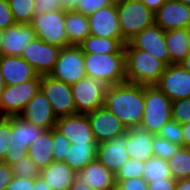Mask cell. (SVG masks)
<instances>
[{"mask_svg": "<svg viewBox=\"0 0 190 190\" xmlns=\"http://www.w3.org/2000/svg\"><path fill=\"white\" fill-rule=\"evenodd\" d=\"M172 119V100L156 85H144V113L141 126L156 135Z\"/></svg>", "mask_w": 190, "mask_h": 190, "instance_id": "4", "label": "cell"}, {"mask_svg": "<svg viewBox=\"0 0 190 190\" xmlns=\"http://www.w3.org/2000/svg\"><path fill=\"white\" fill-rule=\"evenodd\" d=\"M169 64H180L190 52V40L187 28L165 31Z\"/></svg>", "mask_w": 190, "mask_h": 190, "instance_id": "26", "label": "cell"}, {"mask_svg": "<svg viewBox=\"0 0 190 190\" xmlns=\"http://www.w3.org/2000/svg\"><path fill=\"white\" fill-rule=\"evenodd\" d=\"M35 0H8L16 24H31L35 15Z\"/></svg>", "mask_w": 190, "mask_h": 190, "instance_id": "33", "label": "cell"}, {"mask_svg": "<svg viewBox=\"0 0 190 190\" xmlns=\"http://www.w3.org/2000/svg\"><path fill=\"white\" fill-rule=\"evenodd\" d=\"M122 37L128 41L155 24L154 13L140 0H115Z\"/></svg>", "mask_w": 190, "mask_h": 190, "instance_id": "5", "label": "cell"}, {"mask_svg": "<svg viewBox=\"0 0 190 190\" xmlns=\"http://www.w3.org/2000/svg\"><path fill=\"white\" fill-rule=\"evenodd\" d=\"M108 86L93 78L85 76L71 85L77 113L87 114L104 107L105 90Z\"/></svg>", "mask_w": 190, "mask_h": 190, "instance_id": "9", "label": "cell"}, {"mask_svg": "<svg viewBox=\"0 0 190 190\" xmlns=\"http://www.w3.org/2000/svg\"><path fill=\"white\" fill-rule=\"evenodd\" d=\"M0 69L5 85L20 84L38 75L33 67L19 56L1 55Z\"/></svg>", "mask_w": 190, "mask_h": 190, "instance_id": "23", "label": "cell"}, {"mask_svg": "<svg viewBox=\"0 0 190 190\" xmlns=\"http://www.w3.org/2000/svg\"><path fill=\"white\" fill-rule=\"evenodd\" d=\"M97 143L108 141L128 131L119 118L105 107L87 113Z\"/></svg>", "mask_w": 190, "mask_h": 190, "instance_id": "15", "label": "cell"}, {"mask_svg": "<svg viewBox=\"0 0 190 190\" xmlns=\"http://www.w3.org/2000/svg\"><path fill=\"white\" fill-rule=\"evenodd\" d=\"M5 82H4V79H3V75L1 73V69H0V92L3 90V88L5 87Z\"/></svg>", "mask_w": 190, "mask_h": 190, "instance_id": "55", "label": "cell"}, {"mask_svg": "<svg viewBox=\"0 0 190 190\" xmlns=\"http://www.w3.org/2000/svg\"><path fill=\"white\" fill-rule=\"evenodd\" d=\"M90 34L97 37L123 38L118 20L116 2L100 8L88 16Z\"/></svg>", "mask_w": 190, "mask_h": 190, "instance_id": "20", "label": "cell"}, {"mask_svg": "<svg viewBox=\"0 0 190 190\" xmlns=\"http://www.w3.org/2000/svg\"><path fill=\"white\" fill-rule=\"evenodd\" d=\"M145 162L129 158L115 174V179H132L143 177Z\"/></svg>", "mask_w": 190, "mask_h": 190, "instance_id": "36", "label": "cell"}, {"mask_svg": "<svg viewBox=\"0 0 190 190\" xmlns=\"http://www.w3.org/2000/svg\"><path fill=\"white\" fill-rule=\"evenodd\" d=\"M176 182L174 178H163V180H152L148 182V190H175Z\"/></svg>", "mask_w": 190, "mask_h": 190, "instance_id": "46", "label": "cell"}, {"mask_svg": "<svg viewBox=\"0 0 190 190\" xmlns=\"http://www.w3.org/2000/svg\"><path fill=\"white\" fill-rule=\"evenodd\" d=\"M126 83L155 85L166 65L143 49L124 48Z\"/></svg>", "mask_w": 190, "mask_h": 190, "instance_id": "2", "label": "cell"}, {"mask_svg": "<svg viewBox=\"0 0 190 190\" xmlns=\"http://www.w3.org/2000/svg\"><path fill=\"white\" fill-rule=\"evenodd\" d=\"M156 135L167 141L183 146L181 124L172 119L164 124Z\"/></svg>", "mask_w": 190, "mask_h": 190, "instance_id": "37", "label": "cell"}, {"mask_svg": "<svg viewBox=\"0 0 190 190\" xmlns=\"http://www.w3.org/2000/svg\"><path fill=\"white\" fill-rule=\"evenodd\" d=\"M155 25L164 31L187 28L190 24V6L176 0H166L154 13Z\"/></svg>", "mask_w": 190, "mask_h": 190, "instance_id": "19", "label": "cell"}, {"mask_svg": "<svg viewBox=\"0 0 190 190\" xmlns=\"http://www.w3.org/2000/svg\"><path fill=\"white\" fill-rule=\"evenodd\" d=\"M37 38L31 24H15L4 30L1 55L21 57L24 48Z\"/></svg>", "mask_w": 190, "mask_h": 190, "instance_id": "21", "label": "cell"}, {"mask_svg": "<svg viewBox=\"0 0 190 190\" xmlns=\"http://www.w3.org/2000/svg\"><path fill=\"white\" fill-rule=\"evenodd\" d=\"M18 116L45 130L55 128L57 120L49 99L40 89Z\"/></svg>", "mask_w": 190, "mask_h": 190, "instance_id": "17", "label": "cell"}, {"mask_svg": "<svg viewBox=\"0 0 190 190\" xmlns=\"http://www.w3.org/2000/svg\"><path fill=\"white\" fill-rule=\"evenodd\" d=\"M69 190H94L90 186H86L85 183L78 182L77 180L71 185Z\"/></svg>", "mask_w": 190, "mask_h": 190, "instance_id": "52", "label": "cell"}, {"mask_svg": "<svg viewBox=\"0 0 190 190\" xmlns=\"http://www.w3.org/2000/svg\"><path fill=\"white\" fill-rule=\"evenodd\" d=\"M127 41L124 38H106L94 35L87 36L84 41L78 45L83 53H125L124 45Z\"/></svg>", "mask_w": 190, "mask_h": 190, "instance_id": "30", "label": "cell"}, {"mask_svg": "<svg viewBox=\"0 0 190 190\" xmlns=\"http://www.w3.org/2000/svg\"><path fill=\"white\" fill-rule=\"evenodd\" d=\"M143 178L147 182L173 178L168 162L164 159L152 156L145 162Z\"/></svg>", "mask_w": 190, "mask_h": 190, "instance_id": "32", "label": "cell"}, {"mask_svg": "<svg viewBox=\"0 0 190 190\" xmlns=\"http://www.w3.org/2000/svg\"><path fill=\"white\" fill-rule=\"evenodd\" d=\"M154 134L140 126L130 127L127 131L126 150L130 158L146 162L153 156L152 142Z\"/></svg>", "mask_w": 190, "mask_h": 190, "instance_id": "24", "label": "cell"}, {"mask_svg": "<svg viewBox=\"0 0 190 190\" xmlns=\"http://www.w3.org/2000/svg\"><path fill=\"white\" fill-rule=\"evenodd\" d=\"M40 90L49 99L57 118L77 114L70 84L50 75H42Z\"/></svg>", "mask_w": 190, "mask_h": 190, "instance_id": "11", "label": "cell"}, {"mask_svg": "<svg viewBox=\"0 0 190 190\" xmlns=\"http://www.w3.org/2000/svg\"><path fill=\"white\" fill-rule=\"evenodd\" d=\"M65 30L69 39V46L80 45L90 35L88 16L73 9H65Z\"/></svg>", "mask_w": 190, "mask_h": 190, "instance_id": "28", "label": "cell"}, {"mask_svg": "<svg viewBox=\"0 0 190 190\" xmlns=\"http://www.w3.org/2000/svg\"><path fill=\"white\" fill-rule=\"evenodd\" d=\"M53 129L45 130L30 146L28 155L40 170L54 162Z\"/></svg>", "mask_w": 190, "mask_h": 190, "instance_id": "27", "label": "cell"}, {"mask_svg": "<svg viewBox=\"0 0 190 190\" xmlns=\"http://www.w3.org/2000/svg\"><path fill=\"white\" fill-rule=\"evenodd\" d=\"M35 178H19L14 176L5 190H33Z\"/></svg>", "mask_w": 190, "mask_h": 190, "instance_id": "45", "label": "cell"}, {"mask_svg": "<svg viewBox=\"0 0 190 190\" xmlns=\"http://www.w3.org/2000/svg\"><path fill=\"white\" fill-rule=\"evenodd\" d=\"M79 0H62L64 9L72 10L76 7Z\"/></svg>", "mask_w": 190, "mask_h": 190, "instance_id": "53", "label": "cell"}, {"mask_svg": "<svg viewBox=\"0 0 190 190\" xmlns=\"http://www.w3.org/2000/svg\"><path fill=\"white\" fill-rule=\"evenodd\" d=\"M124 48L143 49L162 61L166 66L169 65V54L166 47L165 31L155 24L134 35L127 41Z\"/></svg>", "mask_w": 190, "mask_h": 190, "instance_id": "13", "label": "cell"}, {"mask_svg": "<svg viewBox=\"0 0 190 190\" xmlns=\"http://www.w3.org/2000/svg\"><path fill=\"white\" fill-rule=\"evenodd\" d=\"M115 181V190H148V182L143 177Z\"/></svg>", "mask_w": 190, "mask_h": 190, "instance_id": "42", "label": "cell"}, {"mask_svg": "<svg viewBox=\"0 0 190 190\" xmlns=\"http://www.w3.org/2000/svg\"><path fill=\"white\" fill-rule=\"evenodd\" d=\"M175 180L190 178V150L181 146L167 161Z\"/></svg>", "mask_w": 190, "mask_h": 190, "instance_id": "31", "label": "cell"}, {"mask_svg": "<svg viewBox=\"0 0 190 190\" xmlns=\"http://www.w3.org/2000/svg\"><path fill=\"white\" fill-rule=\"evenodd\" d=\"M12 131V116L0 117V161L9 149V134Z\"/></svg>", "mask_w": 190, "mask_h": 190, "instance_id": "39", "label": "cell"}, {"mask_svg": "<svg viewBox=\"0 0 190 190\" xmlns=\"http://www.w3.org/2000/svg\"><path fill=\"white\" fill-rule=\"evenodd\" d=\"M97 145V142L70 144L63 162L68 164L75 172H79L96 159Z\"/></svg>", "mask_w": 190, "mask_h": 190, "instance_id": "29", "label": "cell"}, {"mask_svg": "<svg viewBox=\"0 0 190 190\" xmlns=\"http://www.w3.org/2000/svg\"><path fill=\"white\" fill-rule=\"evenodd\" d=\"M180 64L185 70L190 73V52Z\"/></svg>", "mask_w": 190, "mask_h": 190, "instance_id": "54", "label": "cell"}, {"mask_svg": "<svg viewBox=\"0 0 190 190\" xmlns=\"http://www.w3.org/2000/svg\"><path fill=\"white\" fill-rule=\"evenodd\" d=\"M114 1L115 0H79L73 10L89 16L98 11L100 8L111 5Z\"/></svg>", "mask_w": 190, "mask_h": 190, "instance_id": "40", "label": "cell"}, {"mask_svg": "<svg viewBox=\"0 0 190 190\" xmlns=\"http://www.w3.org/2000/svg\"><path fill=\"white\" fill-rule=\"evenodd\" d=\"M176 1L184 3V4L188 5V6H190V0H176Z\"/></svg>", "mask_w": 190, "mask_h": 190, "instance_id": "57", "label": "cell"}, {"mask_svg": "<svg viewBox=\"0 0 190 190\" xmlns=\"http://www.w3.org/2000/svg\"><path fill=\"white\" fill-rule=\"evenodd\" d=\"M60 50L61 47L36 38L24 48L21 57L33 67L38 75H49L55 66Z\"/></svg>", "mask_w": 190, "mask_h": 190, "instance_id": "12", "label": "cell"}, {"mask_svg": "<svg viewBox=\"0 0 190 190\" xmlns=\"http://www.w3.org/2000/svg\"><path fill=\"white\" fill-rule=\"evenodd\" d=\"M175 190H190V178L177 180Z\"/></svg>", "mask_w": 190, "mask_h": 190, "instance_id": "51", "label": "cell"}, {"mask_svg": "<svg viewBox=\"0 0 190 190\" xmlns=\"http://www.w3.org/2000/svg\"><path fill=\"white\" fill-rule=\"evenodd\" d=\"M13 177L11 166L0 161V190H5Z\"/></svg>", "mask_w": 190, "mask_h": 190, "instance_id": "47", "label": "cell"}, {"mask_svg": "<svg viewBox=\"0 0 190 190\" xmlns=\"http://www.w3.org/2000/svg\"><path fill=\"white\" fill-rule=\"evenodd\" d=\"M14 176L19 178H37L40 177V169L31 160L29 155L21 158L18 162L11 165Z\"/></svg>", "mask_w": 190, "mask_h": 190, "instance_id": "35", "label": "cell"}, {"mask_svg": "<svg viewBox=\"0 0 190 190\" xmlns=\"http://www.w3.org/2000/svg\"><path fill=\"white\" fill-rule=\"evenodd\" d=\"M4 30L0 29V53H1V45L3 42Z\"/></svg>", "mask_w": 190, "mask_h": 190, "instance_id": "56", "label": "cell"}, {"mask_svg": "<svg viewBox=\"0 0 190 190\" xmlns=\"http://www.w3.org/2000/svg\"><path fill=\"white\" fill-rule=\"evenodd\" d=\"M104 107L126 126H140L144 113V85L123 83L108 86Z\"/></svg>", "mask_w": 190, "mask_h": 190, "instance_id": "1", "label": "cell"}, {"mask_svg": "<svg viewBox=\"0 0 190 190\" xmlns=\"http://www.w3.org/2000/svg\"><path fill=\"white\" fill-rule=\"evenodd\" d=\"M86 75L107 86L126 82L125 53H84Z\"/></svg>", "mask_w": 190, "mask_h": 190, "instance_id": "3", "label": "cell"}, {"mask_svg": "<svg viewBox=\"0 0 190 190\" xmlns=\"http://www.w3.org/2000/svg\"><path fill=\"white\" fill-rule=\"evenodd\" d=\"M33 190H51V188L47 185L46 181H44L41 177H37L35 178L34 181Z\"/></svg>", "mask_w": 190, "mask_h": 190, "instance_id": "50", "label": "cell"}, {"mask_svg": "<svg viewBox=\"0 0 190 190\" xmlns=\"http://www.w3.org/2000/svg\"><path fill=\"white\" fill-rule=\"evenodd\" d=\"M155 85L172 101L190 98V73L181 64L167 65Z\"/></svg>", "mask_w": 190, "mask_h": 190, "instance_id": "14", "label": "cell"}, {"mask_svg": "<svg viewBox=\"0 0 190 190\" xmlns=\"http://www.w3.org/2000/svg\"><path fill=\"white\" fill-rule=\"evenodd\" d=\"M45 131L19 116H12V131L9 134V149L3 163L12 165L28 155L29 146Z\"/></svg>", "mask_w": 190, "mask_h": 190, "instance_id": "6", "label": "cell"}, {"mask_svg": "<svg viewBox=\"0 0 190 190\" xmlns=\"http://www.w3.org/2000/svg\"><path fill=\"white\" fill-rule=\"evenodd\" d=\"M180 147V145L167 141L162 137H159L157 135L153 136L152 154L154 157L168 161Z\"/></svg>", "mask_w": 190, "mask_h": 190, "instance_id": "34", "label": "cell"}, {"mask_svg": "<svg viewBox=\"0 0 190 190\" xmlns=\"http://www.w3.org/2000/svg\"><path fill=\"white\" fill-rule=\"evenodd\" d=\"M75 180L85 183L94 190H115L116 185L115 174L96 159L76 172Z\"/></svg>", "mask_w": 190, "mask_h": 190, "instance_id": "22", "label": "cell"}, {"mask_svg": "<svg viewBox=\"0 0 190 190\" xmlns=\"http://www.w3.org/2000/svg\"><path fill=\"white\" fill-rule=\"evenodd\" d=\"M49 75L70 85L87 76L84 67V53L80 47L71 45L61 48L55 66Z\"/></svg>", "mask_w": 190, "mask_h": 190, "instance_id": "10", "label": "cell"}, {"mask_svg": "<svg viewBox=\"0 0 190 190\" xmlns=\"http://www.w3.org/2000/svg\"><path fill=\"white\" fill-rule=\"evenodd\" d=\"M35 14L47 13L63 9L62 0H35Z\"/></svg>", "mask_w": 190, "mask_h": 190, "instance_id": "43", "label": "cell"}, {"mask_svg": "<svg viewBox=\"0 0 190 190\" xmlns=\"http://www.w3.org/2000/svg\"><path fill=\"white\" fill-rule=\"evenodd\" d=\"M15 24L8 0H0V29L5 30Z\"/></svg>", "mask_w": 190, "mask_h": 190, "instance_id": "44", "label": "cell"}, {"mask_svg": "<svg viewBox=\"0 0 190 190\" xmlns=\"http://www.w3.org/2000/svg\"><path fill=\"white\" fill-rule=\"evenodd\" d=\"M70 141L55 128H53V156L55 161H64Z\"/></svg>", "mask_w": 190, "mask_h": 190, "instance_id": "41", "label": "cell"}, {"mask_svg": "<svg viewBox=\"0 0 190 190\" xmlns=\"http://www.w3.org/2000/svg\"><path fill=\"white\" fill-rule=\"evenodd\" d=\"M41 76L16 85H6L0 92V117L18 116L40 89Z\"/></svg>", "mask_w": 190, "mask_h": 190, "instance_id": "7", "label": "cell"}, {"mask_svg": "<svg viewBox=\"0 0 190 190\" xmlns=\"http://www.w3.org/2000/svg\"><path fill=\"white\" fill-rule=\"evenodd\" d=\"M31 26L37 38L61 48L69 46L65 30V9L35 14Z\"/></svg>", "mask_w": 190, "mask_h": 190, "instance_id": "8", "label": "cell"}, {"mask_svg": "<svg viewBox=\"0 0 190 190\" xmlns=\"http://www.w3.org/2000/svg\"><path fill=\"white\" fill-rule=\"evenodd\" d=\"M143 2L149 10L155 13L164 3L166 0H140Z\"/></svg>", "mask_w": 190, "mask_h": 190, "instance_id": "48", "label": "cell"}, {"mask_svg": "<svg viewBox=\"0 0 190 190\" xmlns=\"http://www.w3.org/2000/svg\"><path fill=\"white\" fill-rule=\"evenodd\" d=\"M172 120L181 125L190 122V98L172 101Z\"/></svg>", "mask_w": 190, "mask_h": 190, "instance_id": "38", "label": "cell"}, {"mask_svg": "<svg viewBox=\"0 0 190 190\" xmlns=\"http://www.w3.org/2000/svg\"><path fill=\"white\" fill-rule=\"evenodd\" d=\"M183 135V147L190 146V122L181 125Z\"/></svg>", "mask_w": 190, "mask_h": 190, "instance_id": "49", "label": "cell"}, {"mask_svg": "<svg viewBox=\"0 0 190 190\" xmlns=\"http://www.w3.org/2000/svg\"><path fill=\"white\" fill-rule=\"evenodd\" d=\"M127 132L108 141L98 143L96 160L113 174L130 158L126 150Z\"/></svg>", "mask_w": 190, "mask_h": 190, "instance_id": "18", "label": "cell"}, {"mask_svg": "<svg viewBox=\"0 0 190 190\" xmlns=\"http://www.w3.org/2000/svg\"><path fill=\"white\" fill-rule=\"evenodd\" d=\"M187 30H188V37H189V40H190V24H189V26L187 27Z\"/></svg>", "mask_w": 190, "mask_h": 190, "instance_id": "58", "label": "cell"}, {"mask_svg": "<svg viewBox=\"0 0 190 190\" xmlns=\"http://www.w3.org/2000/svg\"><path fill=\"white\" fill-rule=\"evenodd\" d=\"M40 177L51 190H69L76 178V172L63 161H54L40 170Z\"/></svg>", "mask_w": 190, "mask_h": 190, "instance_id": "25", "label": "cell"}, {"mask_svg": "<svg viewBox=\"0 0 190 190\" xmlns=\"http://www.w3.org/2000/svg\"><path fill=\"white\" fill-rule=\"evenodd\" d=\"M55 129L63 134L71 144L96 142L87 114L77 113L58 117Z\"/></svg>", "mask_w": 190, "mask_h": 190, "instance_id": "16", "label": "cell"}]
</instances>
